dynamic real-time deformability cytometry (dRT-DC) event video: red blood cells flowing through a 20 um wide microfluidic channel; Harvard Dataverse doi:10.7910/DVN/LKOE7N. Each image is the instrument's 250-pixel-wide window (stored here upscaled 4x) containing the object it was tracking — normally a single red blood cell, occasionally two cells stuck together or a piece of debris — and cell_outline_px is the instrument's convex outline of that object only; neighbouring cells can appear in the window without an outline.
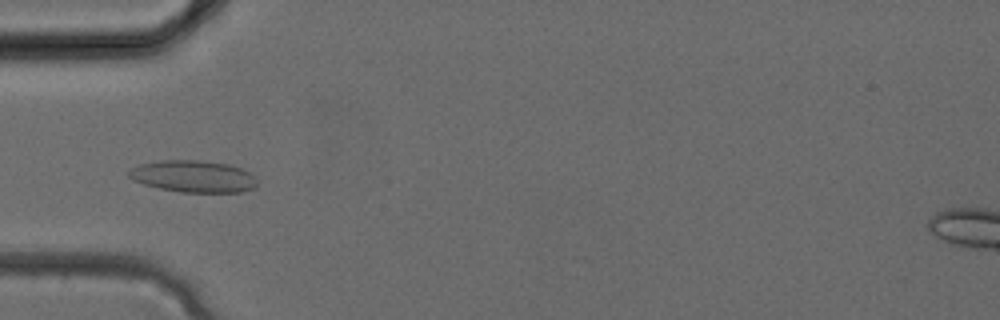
{"species": "common noctule bat (a hibernating species)", "species_latin": "Nyctalus noctula", "temperature_condition": "cold", "stored_images_in_passage": 26, "camera_frame_rate_fps": 3000, "um_per_image_px": 0.085, "animal": {"sex": "female", "body_mass_g": 24.6, "forearm_length_mm": 56.2}, "frame": {"image": 1, "passage_image": 6, "time_ms": 1.667, "image_size_px": [1000, 320], "cell_outline_px": [[256, 184], [252, 188], [240, 192], [180, 192], [160, 188], [144, 184], [132, 180], [128, 176], [128, 172], [132, 168], [140, 164], [160, 160], [196, 160], [228, 164], [240, 168], [248, 172], [256, 180]], "centroid_in_image_um": [16.39, 14.99], "position_along_channel_um": 68.6, "area_um2": 23.58}}
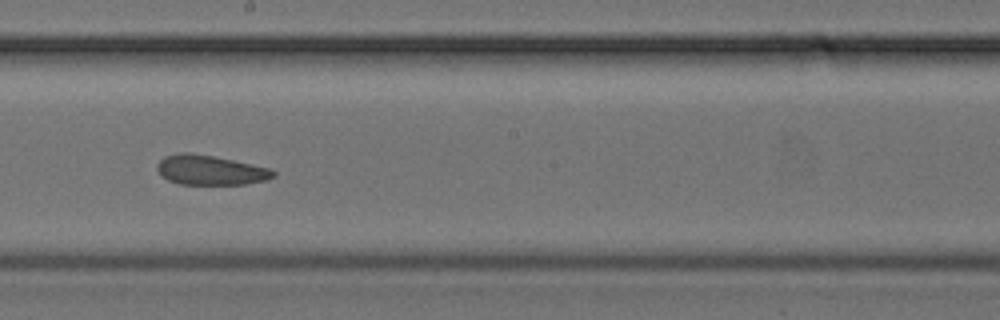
{"frame": {"image": 2, "passage_image": 14, "time_ms": 4.333, "image_size_px": [1000, 320], "cell_outline_px": [[276, 176], [268, 180], [244, 184], [180, 184], [168, 180], [160, 176], [156, 168], [156, 164], [164, 156], [180, 152], [188, 152], [212, 156], [232, 160], [268, 168], [276, 172]], "centroid_in_image_um": [17.83, 14.46], "position_along_channel_um": 230.4, "area_um2": 20.11}}
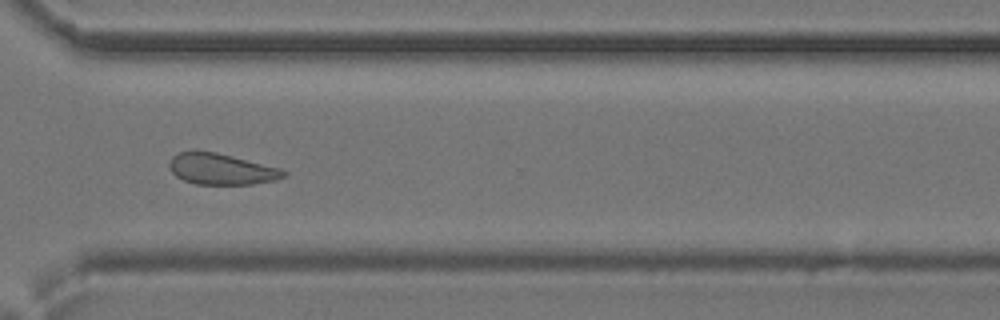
{"frame": {"image": 3, "passage_image": 20, "time_ms": 6.333, "image_size_px": [1000, 320], "cell_outline_px": [[288, 176], [276, 180], [252, 184], [196, 184], [184, 180], [176, 176], [168, 168], [168, 164], [172, 156], [180, 152], [192, 148], [196, 148], [216, 152], [280, 168], [288, 172]], "centroid_in_image_um": [18.78, 14.34], "position_along_channel_um": 351.8, "area_um2": 21.15}}